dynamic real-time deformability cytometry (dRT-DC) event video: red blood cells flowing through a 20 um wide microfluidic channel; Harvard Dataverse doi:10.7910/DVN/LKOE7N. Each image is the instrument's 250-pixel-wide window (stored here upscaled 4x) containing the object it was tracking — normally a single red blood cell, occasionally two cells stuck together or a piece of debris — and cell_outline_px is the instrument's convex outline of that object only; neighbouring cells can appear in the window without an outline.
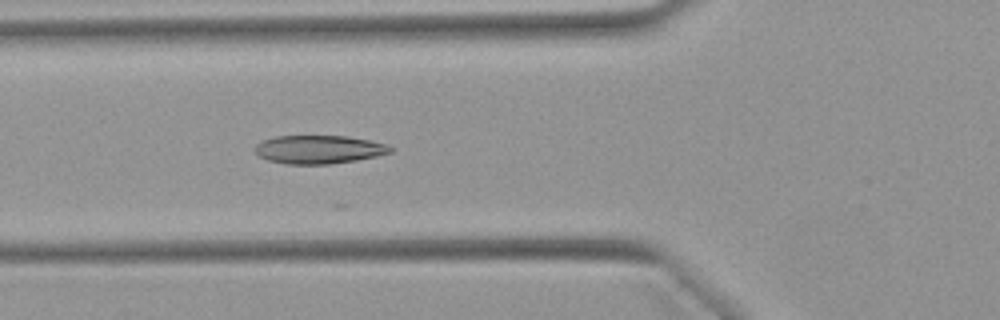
{"species": "Egyptian fruit bat (a non-hibernating species)", "species_latin": "Rousettus aegyptiacus", "temperature_condition": "warm", "stored_images_in_passage": 29, "camera_frame_rate_fps": 3000, "um_per_image_px": 0.085, "animal": {"sex": "female"}, "frame": {"image": 1, "passage_image": 19, "time_ms": 6.0, "image_size_px": [1000, 320], "cell_outline_px": [[392, 152], [376, 156], [356, 160], [328, 164], [284, 164], [268, 160], [260, 156], [256, 152], [256, 144], [260, 140], [276, 136], [348, 136], [388, 144], [392, 148]], "centroid_in_image_um": [27.09, 12.7], "position_along_channel_um": 98.7, "area_um2": 22.37}}
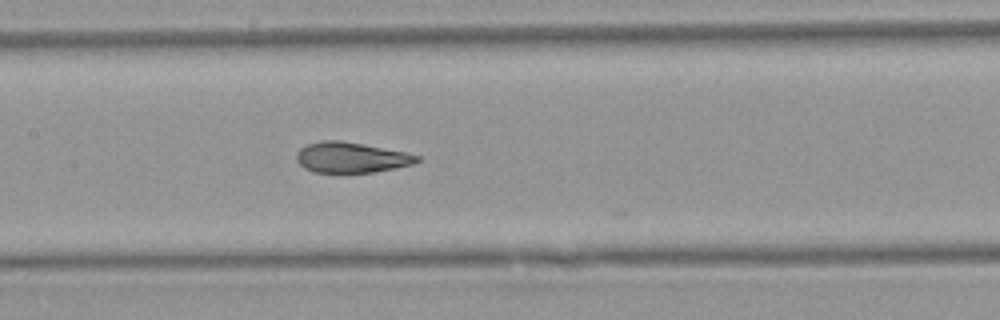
{"frame": {"image": 2, "passage_image": 25, "time_ms": 8.0, "image_size_px": [1000, 320], "cell_outline_px": [[420, 160], [412, 164], [396, 168], [372, 172], [312, 172], [304, 168], [296, 160], [296, 152], [300, 148], [308, 144], [324, 140], [340, 140], [404, 152], [420, 156]], "centroid_in_image_um": [29.82, 13.39], "position_along_channel_um": 177.6, "area_um2": 21.21}}
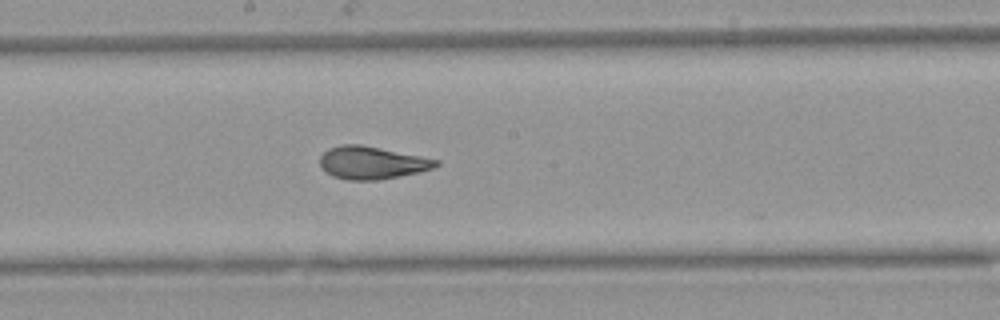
{"frame": {"image": 3, "passage_image": 28, "time_ms": 9.0, "image_size_px": [1000, 320], "cell_outline_px": [[440, 164], [432, 168], [420, 172], [380, 180], [348, 180], [332, 176], [320, 168], [320, 156], [328, 148], [340, 144], [360, 144], [440, 160]], "centroid_in_image_um": [31.58, 13.83], "position_along_channel_um": 216.6, "area_um2": 22.2}}